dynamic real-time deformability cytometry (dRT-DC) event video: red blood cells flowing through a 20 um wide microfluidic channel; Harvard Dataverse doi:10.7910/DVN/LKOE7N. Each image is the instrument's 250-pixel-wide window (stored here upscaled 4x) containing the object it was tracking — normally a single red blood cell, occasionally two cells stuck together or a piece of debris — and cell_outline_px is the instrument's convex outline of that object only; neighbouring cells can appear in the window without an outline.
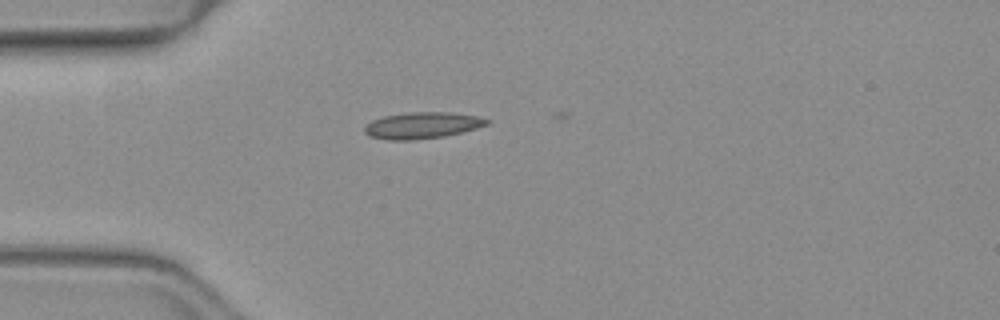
{"species": "common noctule bat (a hibernating species)", "species_latin": "Nyctalus noctula", "temperature_condition": "warm", "stored_images_in_passage": 33, "camera_frame_rate_fps": 3000, "um_per_image_px": 0.085, "animal": {"sex": "female", "body_mass_g": 19.3, "forearm_length_mm": 54.1}, "frame": {"image": 1, "passage_image": 2, "time_ms": 0.333, "image_size_px": [1000, 320], "cell_outline_px": [[492, 120], [488, 124], [476, 128], [444, 136], [412, 140], [388, 140], [372, 136], [364, 132], [364, 128], [372, 120], [384, 116], [408, 112], [452, 112], [476, 116]], "centroid_in_image_um": [35.9, 10.65], "position_along_channel_um": 49.1, "area_um2": 18.67}}
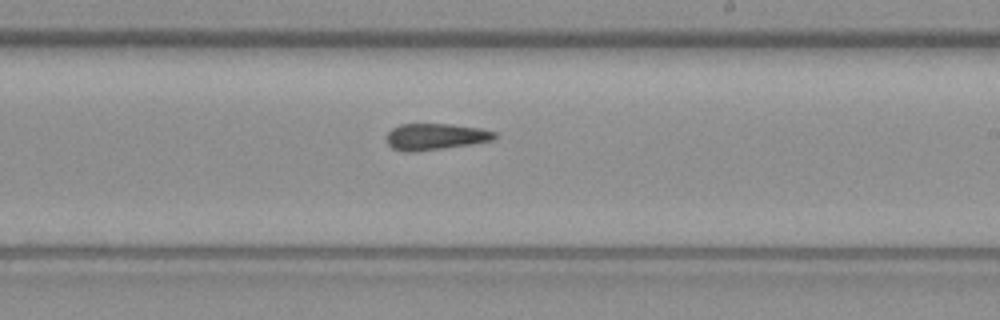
{"frame": {"image": 2, "passage_image": 18, "time_ms": 5.667, "image_size_px": [1000, 320], "cell_outline_px": [[496, 136], [492, 140], [472, 144], [416, 152], [404, 152], [392, 148], [388, 144], [388, 132], [392, 128], [400, 124], [452, 124], [480, 128], [496, 132]], "centroid_in_image_um": [37.0, 11.62], "position_along_channel_um": 252.0, "area_um2": 16.65}}
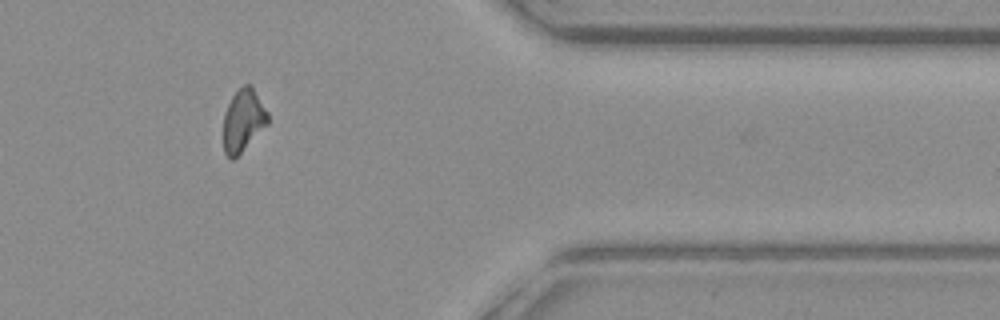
{"frame": {"image": 3, "passage_image": 30, "time_ms": 9.667, "image_size_px": [1000, 320], "cell_outline_px": [[268, 124], [232, 160], [228, 160], [224, 152], [224, 112], [232, 96], [244, 84], [252, 84], [268, 112]], "centroid_in_image_um": [20.67, 10.21], "position_along_channel_um": 390.7, "area_um2": 16.07}, "authors_computed_cell_mechanics": {"area_um2": 16.9932, "velocity_mm_per_s": 4.0495, "shape_relaxation_time_tau1_ms": 9.9385, "shape_relaxation_time_tau2_ms": 4.5071, "deformation_change_tau1": 0.2566, "deformation_change_tau2": 0.1206}}